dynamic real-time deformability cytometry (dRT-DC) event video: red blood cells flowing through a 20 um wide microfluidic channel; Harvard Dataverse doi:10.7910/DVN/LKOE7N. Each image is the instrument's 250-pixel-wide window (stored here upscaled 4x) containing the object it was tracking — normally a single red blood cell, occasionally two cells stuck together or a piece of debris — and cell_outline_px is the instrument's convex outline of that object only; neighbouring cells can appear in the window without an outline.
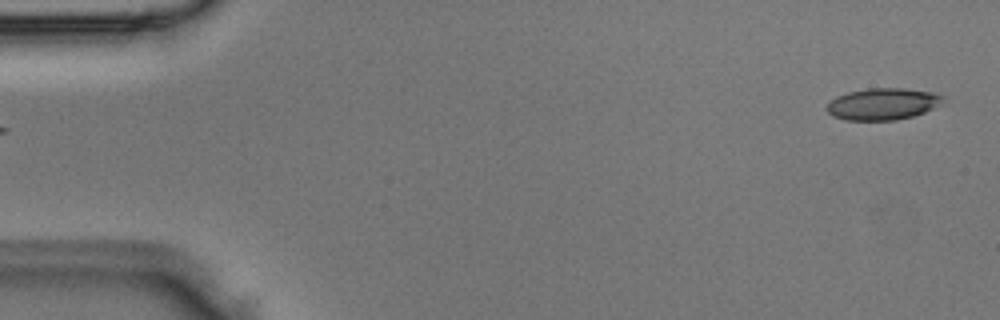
{"species": "Egyptian fruit bat (a non-hibernating species)", "species_latin": "Rousettus aegyptiacus", "temperature_condition": "room temperature", "stored_images_in_passage": 5, "segment_of_instrument_passage": [2, 2], "camera_frame_rate_fps": 3000, "um_per_image_px": 0.085, "animal": {"sex": "male"}, "frame": {"image": 1, "passage_image": 5, "time_ms": 1.333, "image_size_px": [1000, 320], "cell_outline_px": [[944, 104], [924, 112], [912, 116], [896, 120], [844, 120], [832, 116], [824, 108], [836, 96], [848, 92], [868, 88], [904, 88], [932, 92], [944, 96]], "centroid_in_image_um": [75.05, 8.84], "position_along_channel_um": 10.0, "area_um2": 21.68}}